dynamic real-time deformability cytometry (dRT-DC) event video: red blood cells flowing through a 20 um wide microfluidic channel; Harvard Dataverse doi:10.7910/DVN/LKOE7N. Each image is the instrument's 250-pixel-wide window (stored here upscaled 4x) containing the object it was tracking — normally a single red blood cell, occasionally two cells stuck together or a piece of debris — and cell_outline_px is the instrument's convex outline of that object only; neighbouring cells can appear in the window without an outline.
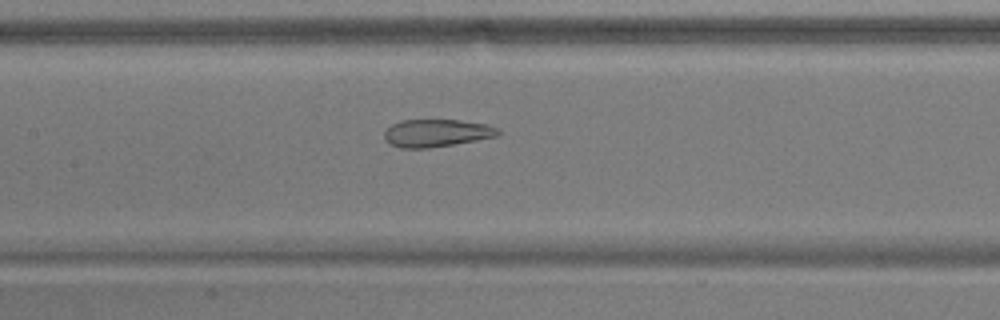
{"species": "common noctule bat (a hibernating species)", "species_latin": "Nyctalus noctula", "temperature_condition": "warm", "stored_images_in_passage": 53, "camera_frame_rate_fps": 3000, "um_per_image_px": 0.085, "animal": {"sex": "male", "body_mass_g": 17.9}, "frame": {"image": 1, "passage_image": 25, "time_ms": 8.0, "image_size_px": [1000, 320], "cell_outline_px": [[500, 132], [496, 136], [476, 140], [428, 148], [400, 148], [388, 144], [384, 140], [384, 132], [392, 124], [400, 120], [460, 120], [488, 124], [500, 128]], "centroid_in_image_um": [37.08, 11.3], "position_along_channel_um": 170.3, "area_um2": 18.38}}
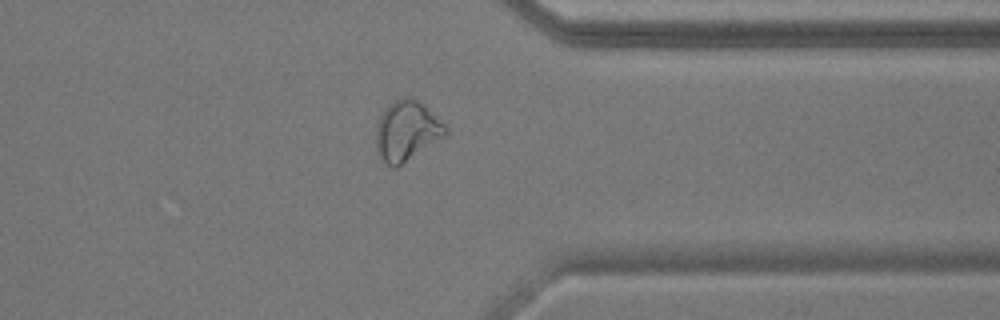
{"frame": {"image": 2, "passage_image": 42, "time_ms": 13.667, "image_size_px": [1000, 320], "cell_outline_px": [[448, 132], [444, 136], [396, 168], [392, 168], [380, 160], [376, 148], [376, 132], [380, 116], [388, 104], [392, 100], [416, 100], [444, 124], [448, 128]], "centroid_in_image_um": [34.52, 11.19], "position_along_channel_um": 376.9, "area_um2": 23.58}}
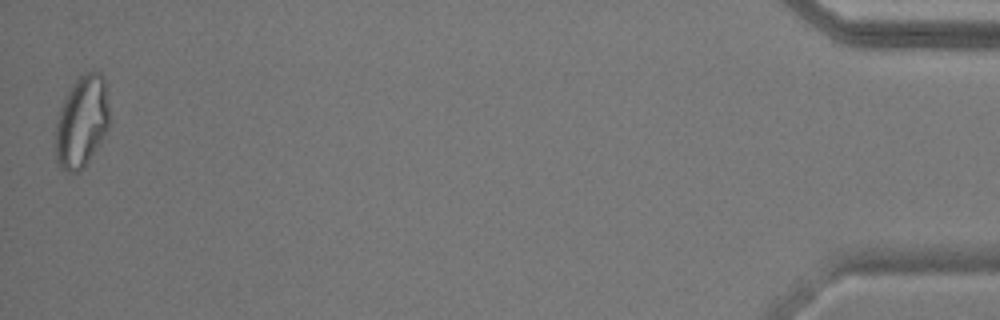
{"frame": {"image": 3, "passage_image": 53, "time_ms": 17.333, "image_size_px": [1000, 320], "cell_outline_px": [[108, 128], [84, 168], [80, 172], [68, 172], [60, 168], [56, 160], [56, 124], [60, 108], [72, 84], [84, 72], [100, 72], [104, 76], [108, 108]], "centroid_in_image_um": [6.94, 10.36], "position_along_channel_um": 428.3, "area_um2": 28.5}, "authors_computed_cell_mechanics": {"area_um2": 24.3916, "velocity_mm_per_s": 3.7338, "shape_relaxation_time_tau1_ms": null, "shape_relaxation_time_tau2_ms": 1.6162, "deformation_change_tau1": null, "deformation_change_tau2": 0.0989}}